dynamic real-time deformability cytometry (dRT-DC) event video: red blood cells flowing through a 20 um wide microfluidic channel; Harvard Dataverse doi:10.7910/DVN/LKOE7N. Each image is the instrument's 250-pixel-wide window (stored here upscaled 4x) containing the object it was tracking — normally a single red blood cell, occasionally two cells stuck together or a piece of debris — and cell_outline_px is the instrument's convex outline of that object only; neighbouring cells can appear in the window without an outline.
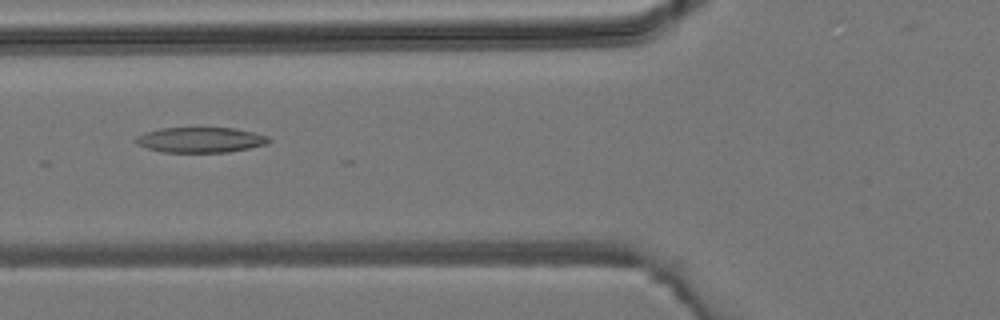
{"species": "common noctule bat (a hibernating species)", "species_latin": "Nyctalus noctula", "temperature_condition": "room temperature", "stored_images_in_passage": 2, "camera_frame_rate_fps": 3000, "um_per_image_px": 0.085, "animal": {"sex": "male", "body_mass_g": 19.2, "forearm_length_mm": 51.8}, "frame": {"image": 1, "passage_image": 2, "time_ms": 1.0, "image_size_px": [1000, 320], "cell_outline_px": [[272, 140], [268, 144], [228, 152], [160, 152], [136, 144], [132, 140], [136, 136], [160, 128], [232, 128], [252, 132], [268, 136]], "centroid_in_image_um": [17.02, 11.89], "position_along_channel_um": 108.8, "area_um2": 19.59}}